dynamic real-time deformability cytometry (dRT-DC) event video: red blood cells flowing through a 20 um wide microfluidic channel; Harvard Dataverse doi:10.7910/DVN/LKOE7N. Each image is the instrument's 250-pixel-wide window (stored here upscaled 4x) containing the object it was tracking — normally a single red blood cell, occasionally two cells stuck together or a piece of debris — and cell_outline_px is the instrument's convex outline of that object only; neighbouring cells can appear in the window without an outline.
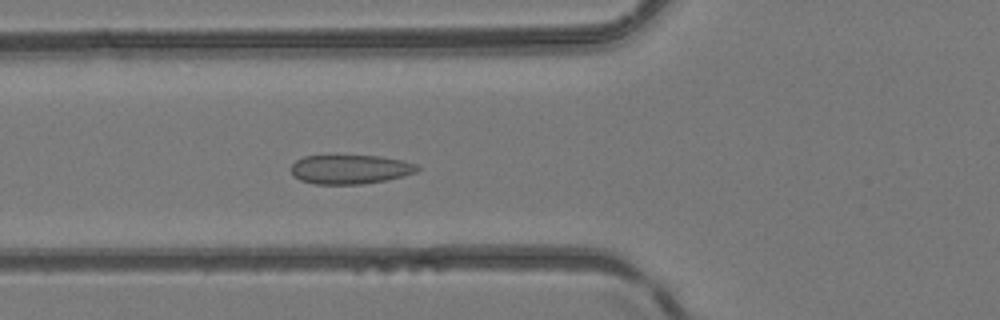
{"species": "common noctule bat (a hibernating species)", "species_latin": "Nyctalus noctula", "temperature_condition": "room temperature", "stored_images_in_passage": 43, "camera_frame_rate_fps": 3000, "um_per_image_px": 0.085, "animal": {"sex": "female", "body_mass_g": 24.6, "forearm_length_mm": 56.2}, "frame": {"image": 1, "passage_image": 13, "time_ms": 4.0, "image_size_px": [1000, 320], "cell_outline_px": [[420, 168], [416, 172], [404, 176], [388, 180], [364, 184], [316, 184], [300, 180], [292, 172], [292, 164], [296, 160], [304, 156], [380, 156], [404, 160], [416, 164]], "centroid_in_image_um": [29.82, 14.39], "position_along_channel_um": 96.0, "area_um2": 21.44}}
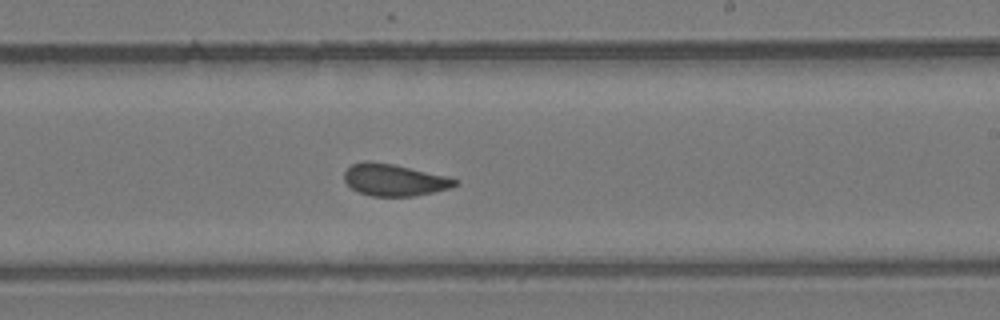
{"frame": {"image": 2, "passage_image": 24, "time_ms": 7.667, "image_size_px": [1000, 320], "cell_outline_px": [[460, 184], [448, 188], [432, 192], [412, 196], [372, 196], [360, 192], [352, 188], [344, 180], [344, 172], [352, 164], [364, 160], [368, 160], [392, 164], [444, 176], [460, 180]], "centroid_in_image_um": [33.48, 15.29], "position_along_channel_um": 255.5, "area_um2": 20.29}}
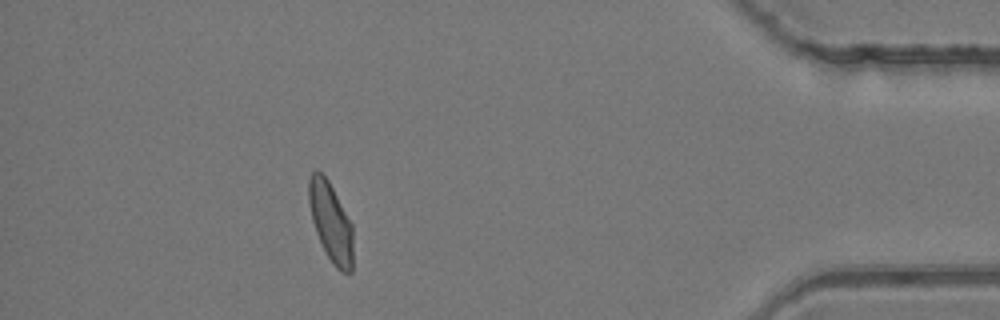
{"frame": {"image": 3, "passage_image": 38, "time_ms": 12.333, "image_size_px": [1000, 320], "cell_outline_px": [[352, 272], [340, 272], [332, 264], [316, 232], [312, 220], [308, 200], [308, 180], [312, 172], [316, 168], [328, 180], [352, 224]], "centroid_in_image_um": [28.1, 18.86], "position_along_channel_um": 407.1, "area_um2": 20.23}}